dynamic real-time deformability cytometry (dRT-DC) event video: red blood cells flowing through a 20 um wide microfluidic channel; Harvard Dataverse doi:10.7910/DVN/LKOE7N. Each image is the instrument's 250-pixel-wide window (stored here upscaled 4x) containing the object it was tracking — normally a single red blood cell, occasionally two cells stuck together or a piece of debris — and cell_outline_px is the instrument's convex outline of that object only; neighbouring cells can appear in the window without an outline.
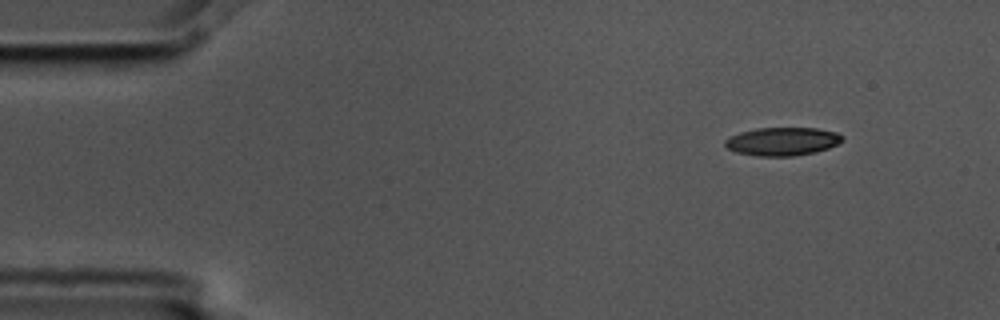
{"species": "common noctule bat (a hibernating species)", "species_latin": "Nyctalus noctula", "temperature_condition": "cold", "stored_images_in_passage": 9, "camera_frame_rate_fps": 3000, "um_per_image_px": 0.085, "animal": {"sex": "male", "body_mass_g": 17.5, "forearm_length_mm": 52.3}, "frame": {"image": 1, "passage_image": 1, "time_ms": 0.0, "image_size_px": [1000, 320], "cell_outline_px": [[844, 140], [840, 144], [816, 152], [792, 156], [756, 156], [736, 152], [728, 148], [724, 144], [724, 140], [728, 136], [740, 132], [756, 128], [816, 128], [836, 132], [844, 136]], "centroid_in_image_um": [66.51, 12.02], "position_along_channel_um": 18.5, "area_um2": 19.54}}
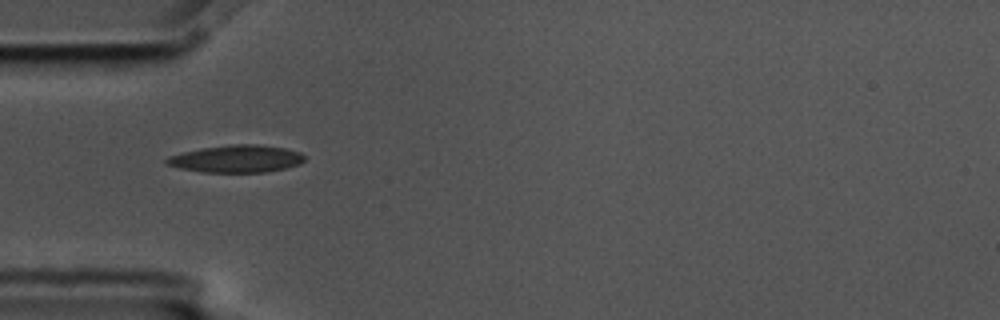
{"frame": {"image": 2, "passage_image": 4, "time_ms": 1.0, "image_size_px": [1000, 320], "cell_outline_px": [[304, 160], [300, 164], [284, 168], [264, 172], [200, 172], [180, 168], [164, 164], [164, 160], [168, 156], [184, 152], [204, 148], [232, 144], [256, 144], [284, 148], [300, 152], [304, 156]], "centroid_in_image_um": [20.07, 13.5], "position_along_channel_um": 64.9, "area_um2": 21.85}}